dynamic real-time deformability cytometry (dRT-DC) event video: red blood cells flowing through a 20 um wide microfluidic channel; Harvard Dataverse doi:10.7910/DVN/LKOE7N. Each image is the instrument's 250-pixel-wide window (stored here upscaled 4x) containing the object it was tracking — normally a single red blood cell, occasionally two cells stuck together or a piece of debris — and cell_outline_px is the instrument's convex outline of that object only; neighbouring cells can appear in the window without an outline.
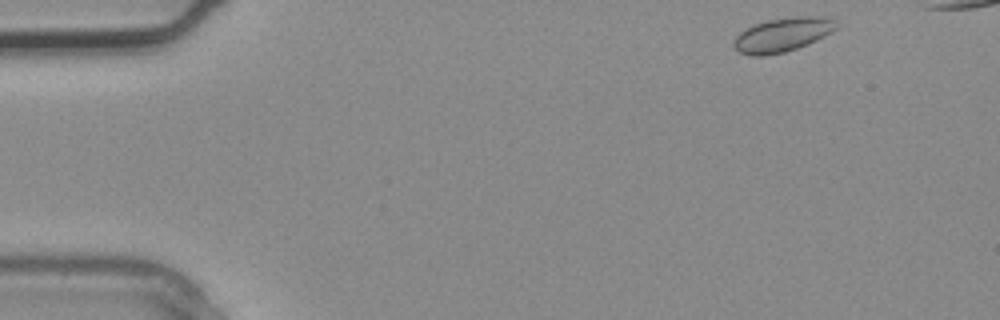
{"species": "common noctule bat (a hibernating species)", "species_latin": "Nyctalus noctula", "temperature_condition": "warm", "stored_images_in_passage": 2, "segment_of_instrument_passage": [2, 2], "camera_frame_rate_fps": 3000, "um_per_image_px": 0.085, "animal": {"sex": "male", "body_mass_g": 20.4}, "frame": {"image": 1, "passage_image": 2, "time_ms": 0.333, "image_size_px": [1000, 320], "cell_outline_px": [[836, 28], [824, 36], [808, 44], [784, 52], [764, 56], [752, 56], [740, 52], [732, 44], [736, 36], [740, 32], [756, 24], [768, 20], [804, 16], [828, 16], [832, 20]], "centroid_in_image_um": [66.49, 2.96], "position_along_channel_um": 18.5, "area_um2": 19.88}}